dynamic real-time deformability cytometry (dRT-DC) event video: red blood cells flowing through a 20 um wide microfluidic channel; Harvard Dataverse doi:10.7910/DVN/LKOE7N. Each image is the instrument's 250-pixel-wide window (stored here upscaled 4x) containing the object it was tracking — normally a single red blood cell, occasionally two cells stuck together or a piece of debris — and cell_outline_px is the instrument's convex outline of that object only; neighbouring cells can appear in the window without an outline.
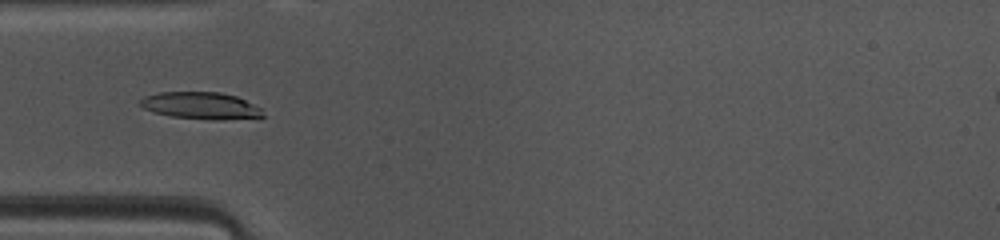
{"species": "common noctule bat (a hibernating species)", "species_latin": "Nyctalus noctula", "temperature_condition": "warm", "stored_images_in_passage": 47, "camera_frame_rate_fps": 3000, "um_per_image_px": 0.085, "animal": {"sex": "female", "body_mass_g": 10.0, "forearm_length_mm": 53.1}, "frame": {"image": 1, "passage_image": 13, "time_ms": 4.0, "image_size_px": [1000, 240], "cell_outline_px": [[264, 116], [216, 120], [212, 120], [172, 116], [152, 112], [136, 104], [144, 96], [160, 92], [220, 92], [236, 96], [260, 108]], "centroid_in_image_um": [16.99, 8.97], "position_along_channel_um": 68.0, "area_um2": 19.13}}
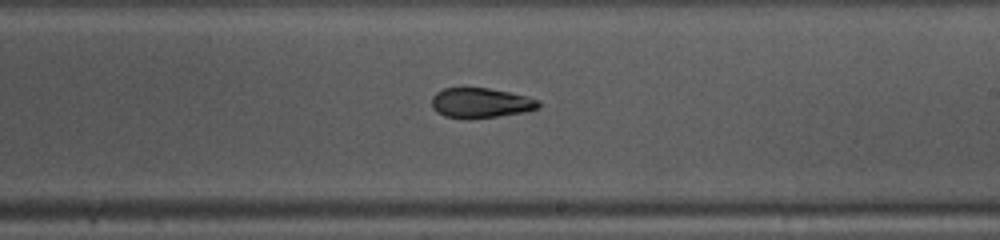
{"frame": {"image": 2, "passage_image": 26, "time_ms": 8.333, "image_size_px": [1000, 240], "cell_outline_px": [[540, 104], [536, 108], [528, 112], [496, 116], [444, 116], [436, 112], [432, 108], [432, 96], [436, 92], [444, 88], [488, 88], [528, 96], [540, 100]], "centroid_in_image_um": [40.88, 8.71], "position_along_channel_um": 248.1, "area_um2": 18.15}}
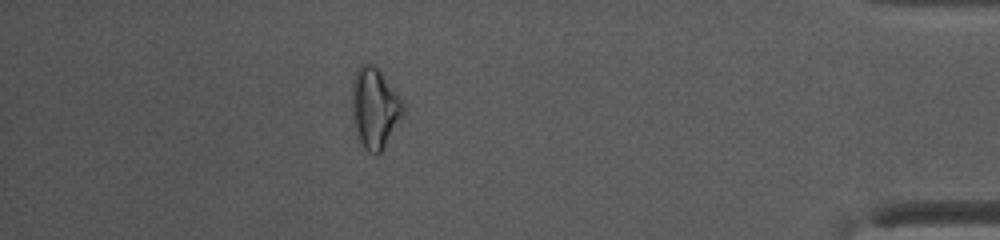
{"frame": {"image": 3, "passage_image": 41, "time_ms": 13.333, "image_size_px": [1000, 240], "cell_outline_px": [[404, 116], [380, 152], [368, 152], [360, 144], [352, 124], [352, 80], [360, 64], [372, 64], [380, 72], [404, 100]], "centroid_in_image_um": [31.84, 9.19], "position_along_channel_um": 403.4, "area_um2": 24.16}, "authors_computed_cell_mechanics": {"area_um2": 19.4208, "velocity_mm_per_s": 4.1285, "shape_relaxation_time_tau1_ms": null, "shape_relaxation_time_tau2_ms": 2.1029, "deformation_change_tau1": null, "deformation_change_tau2": 0.0798}}